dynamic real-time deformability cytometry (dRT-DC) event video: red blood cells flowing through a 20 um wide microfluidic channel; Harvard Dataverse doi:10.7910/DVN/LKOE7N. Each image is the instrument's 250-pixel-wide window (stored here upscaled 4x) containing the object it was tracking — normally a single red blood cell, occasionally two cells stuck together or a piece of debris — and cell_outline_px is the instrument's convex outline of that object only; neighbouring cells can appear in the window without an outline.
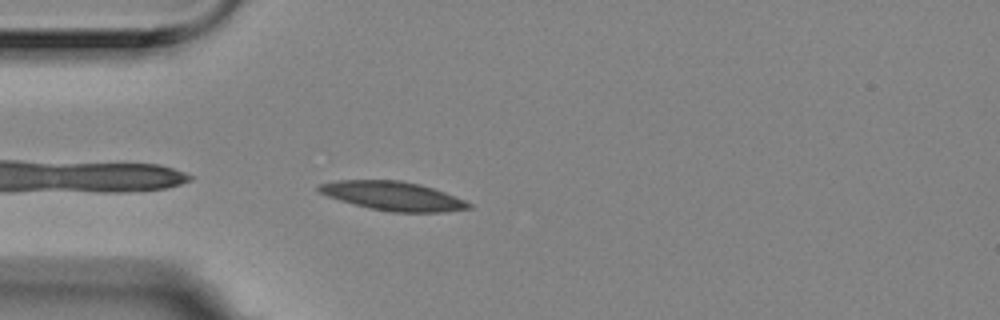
{"species": "Egyptian fruit bat (a non-hibernating species)", "species_latin": "Rousettus aegyptiacus", "temperature_condition": "room temperature", "stored_images_in_passage": 17, "camera_frame_rate_fps": 3000, "um_per_image_px": 0.085, "animal": {"sex": "female"}, "frame": {"image": 1, "passage_image": 2, "time_ms": 0.333, "image_size_px": [1000, 320], "cell_outline_px": [[472, 208], [444, 212], [392, 212], [372, 208], [340, 200], [328, 196], [320, 192], [316, 188], [316, 184], [336, 180], [400, 180], [420, 184], [444, 192], [464, 200], [472, 204]], "centroid_in_image_um": [33.39, 16.65], "position_along_channel_um": 51.6, "area_um2": 25.09}}
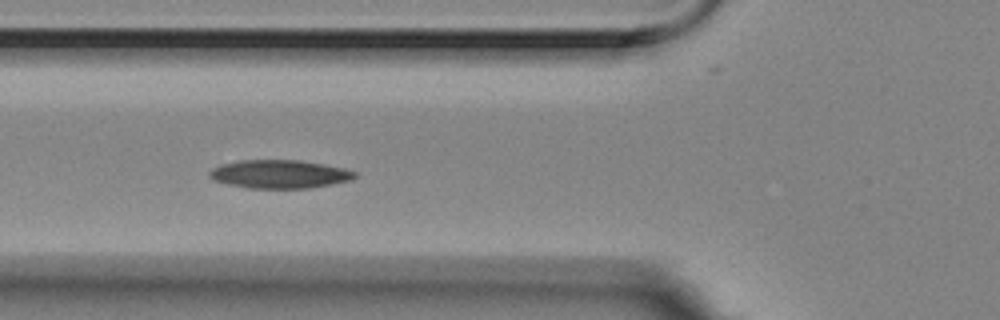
{"frame": {"image": 2, "passage_image": 7, "time_ms": 2.0, "image_size_px": [1000, 320], "cell_outline_px": [[356, 176], [352, 180], [308, 188], [248, 188], [228, 184], [212, 180], [208, 176], [208, 172], [212, 168], [220, 164], [240, 160], [300, 160], [324, 164], [344, 168], [356, 172]], "centroid_in_image_um": [23.72, 14.79], "position_along_channel_um": 102.1, "area_um2": 24.1}}
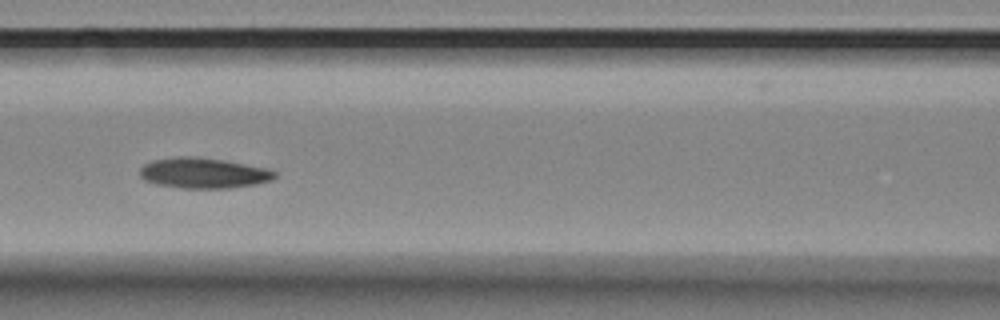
{"frame": {"image": 3, "passage_image": 11, "time_ms": 3.333, "image_size_px": [1000, 320], "cell_outline_px": [[276, 176], [272, 180], [256, 184], [228, 188], [180, 188], [156, 184], [144, 180], [140, 176], [140, 168], [144, 164], [152, 160], [176, 156], [196, 156], [244, 164], [264, 168], [276, 172]], "centroid_in_image_um": [17.24, 14.71], "position_along_channel_um": 149.4, "area_um2": 23.87}}